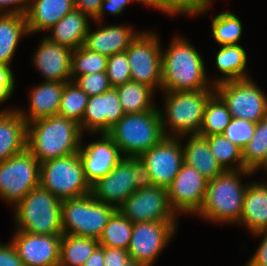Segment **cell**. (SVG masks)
I'll use <instances>...</instances> for the list:
<instances>
[{"mask_svg":"<svg viewBox=\"0 0 267 266\" xmlns=\"http://www.w3.org/2000/svg\"><path fill=\"white\" fill-rule=\"evenodd\" d=\"M202 57L189 40L174 36L169 47L162 49L161 91L214 89Z\"/></svg>","mask_w":267,"mask_h":266,"instance_id":"1","label":"cell"},{"mask_svg":"<svg viewBox=\"0 0 267 266\" xmlns=\"http://www.w3.org/2000/svg\"><path fill=\"white\" fill-rule=\"evenodd\" d=\"M83 137L77 122L58 115L27 123V149L40 163L78 153Z\"/></svg>","mask_w":267,"mask_h":266,"instance_id":"2","label":"cell"},{"mask_svg":"<svg viewBox=\"0 0 267 266\" xmlns=\"http://www.w3.org/2000/svg\"><path fill=\"white\" fill-rule=\"evenodd\" d=\"M252 174L255 173L247 169L225 170L208 180L204 202L196 215L211 223L238 224L248 186L241 178Z\"/></svg>","mask_w":267,"mask_h":266,"instance_id":"3","label":"cell"},{"mask_svg":"<svg viewBox=\"0 0 267 266\" xmlns=\"http://www.w3.org/2000/svg\"><path fill=\"white\" fill-rule=\"evenodd\" d=\"M165 94L164 110L160 108L162 129L167 137L199 134L204 109L214 89L196 91H168Z\"/></svg>","mask_w":267,"mask_h":266,"instance_id":"4","label":"cell"},{"mask_svg":"<svg viewBox=\"0 0 267 266\" xmlns=\"http://www.w3.org/2000/svg\"><path fill=\"white\" fill-rule=\"evenodd\" d=\"M15 228L40 235H63L61 200L41 187L33 188L13 208Z\"/></svg>","mask_w":267,"mask_h":266,"instance_id":"5","label":"cell"},{"mask_svg":"<svg viewBox=\"0 0 267 266\" xmlns=\"http://www.w3.org/2000/svg\"><path fill=\"white\" fill-rule=\"evenodd\" d=\"M159 108L124 114L107 132L124 157L140 156L166 137Z\"/></svg>","mask_w":267,"mask_h":266,"instance_id":"6","label":"cell"},{"mask_svg":"<svg viewBox=\"0 0 267 266\" xmlns=\"http://www.w3.org/2000/svg\"><path fill=\"white\" fill-rule=\"evenodd\" d=\"M116 211L117 208L97 201L91 194L61 200L63 234L98 240Z\"/></svg>","mask_w":267,"mask_h":266,"instance_id":"7","label":"cell"},{"mask_svg":"<svg viewBox=\"0 0 267 266\" xmlns=\"http://www.w3.org/2000/svg\"><path fill=\"white\" fill-rule=\"evenodd\" d=\"M39 185L60 200L91 193L78 153L40 163Z\"/></svg>","mask_w":267,"mask_h":266,"instance_id":"8","label":"cell"},{"mask_svg":"<svg viewBox=\"0 0 267 266\" xmlns=\"http://www.w3.org/2000/svg\"><path fill=\"white\" fill-rule=\"evenodd\" d=\"M158 36L152 30L140 31L125 50L131 80L147 85L155 92L161 91L162 85V47Z\"/></svg>","mask_w":267,"mask_h":266,"instance_id":"9","label":"cell"},{"mask_svg":"<svg viewBox=\"0 0 267 266\" xmlns=\"http://www.w3.org/2000/svg\"><path fill=\"white\" fill-rule=\"evenodd\" d=\"M40 162L26 149L0 163V198L13 207L39 186Z\"/></svg>","mask_w":267,"mask_h":266,"instance_id":"10","label":"cell"},{"mask_svg":"<svg viewBox=\"0 0 267 266\" xmlns=\"http://www.w3.org/2000/svg\"><path fill=\"white\" fill-rule=\"evenodd\" d=\"M214 90L233 118L257 123L267 115V95L251 77L222 82Z\"/></svg>","mask_w":267,"mask_h":266,"instance_id":"11","label":"cell"},{"mask_svg":"<svg viewBox=\"0 0 267 266\" xmlns=\"http://www.w3.org/2000/svg\"><path fill=\"white\" fill-rule=\"evenodd\" d=\"M117 210L133 224L142 222H178L172 209L168 189L153 185L136 190Z\"/></svg>","mask_w":267,"mask_h":266,"instance_id":"12","label":"cell"},{"mask_svg":"<svg viewBox=\"0 0 267 266\" xmlns=\"http://www.w3.org/2000/svg\"><path fill=\"white\" fill-rule=\"evenodd\" d=\"M178 222H142L133 225L129 258L142 266H153L176 234Z\"/></svg>","mask_w":267,"mask_h":266,"instance_id":"13","label":"cell"},{"mask_svg":"<svg viewBox=\"0 0 267 266\" xmlns=\"http://www.w3.org/2000/svg\"><path fill=\"white\" fill-rule=\"evenodd\" d=\"M139 157L146 164L153 184L168 188L184 162L181 138L166 136Z\"/></svg>","mask_w":267,"mask_h":266,"instance_id":"14","label":"cell"},{"mask_svg":"<svg viewBox=\"0 0 267 266\" xmlns=\"http://www.w3.org/2000/svg\"><path fill=\"white\" fill-rule=\"evenodd\" d=\"M208 179L183 162L172 184L167 188L169 201L177 215L197 214L204 202Z\"/></svg>","mask_w":267,"mask_h":266,"instance_id":"15","label":"cell"},{"mask_svg":"<svg viewBox=\"0 0 267 266\" xmlns=\"http://www.w3.org/2000/svg\"><path fill=\"white\" fill-rule=\"evenodd\" d=\"M97 135L100 137L94 142L84 145L82 140L78 152L85 179L90 186L106 176L124 158L118 146L107 133Z\"/></svg>","mask_w":267,"mask_h":266,"instance_id":"16","label":"cell"},{"mask_svg":"<svg viewBox=\"0 0 267 266\" xmlns=\"http://www.w3.org/2000/svg\"><path fill=\"white\" fill-rule=\"evenodd\" d=\"M24 266H58L62 235H40L15 229L11 237Z\"/></svg>","mask_w":267,"mask_h":266,"instance_id":"17","label":"cell"},{"mask_svg":"<svg viewBox=\"0 0 267 266\" xmlns=\"http://www.w3.org/2000/svg\"><path fill=\"white\" fill-rule=\"evenodd\" d=\"M134 157H124L106 176L91 185V195L101 203L118 208L136 191Z\"/></svg>","mask_w":267,"mask_h":266,"instance_id":"18","label":"cell"},{"mask_svg":"<svg viewBox=\"0 0 267 266\" xmlns=\"http://www.w3.org/2000/svg\"><path fill=\"white\" fill-rule=\"evenodd\" d=\"M116 88L89 96L82 118V133H107L124 115Z\"/></svg>","mask_w":267,"mask_h":266,"instance_id":"19","label":"cell"},{"mask_svg":"<svg viewBox=\"0 0 267 266\" xmlns=\"http://www.w3.org/2000/svg\"><path fill=\"white\" fill-rule=\"evenodd\" d=\"M72 52V49L44 36L32 56V62L44 81L70 82Z\"/></svg>","mask_w":267,"mask_h":266,"instance_id":"20","label":"cell"},{"mask_svg":"<svg viewBox=\"0 0 267 266\" xmlns=\"http://www.w3.org/2000/svg\"><path fill=\"white\" fill-rule=\"evenodd\" d=\"M94 23L101 26L95 31L89 27L84 46L107 57L125 51L140 33L127 24L103 26L101 22Z\"/></svg>","mask_w":267,"mask_h":266,"instance_id":"21","label":"cell"},{"mask_svg":"<svg viewBox=\"0 0 267 266\" xmlns=\"http://www.w3.org/2000/svg\"><path fill=\"white\" fill-rule=\"evenodd\" d=\"M67 82L43 81L31 88L29 109L18 108L26 123L58 114L64 85ZM23 109V110H22Z\"/></svg>","mask_w":267,"mask_h":266,"instance_id":"22","label":"cell"},{"mask_svg":"<svg viewBox=\"0 0 267 266\" xmlns=\"http://www.w3.org/2000/svg\"><path fill=\"white\" fill-rule=\"evenodd\" d=\"M26 149V121L15 107L0 110V163Z\"/></svg>","mask_w":267,"mask_h":266,"instance_id":"23","label":"cell"},{"mask_svg":"<svg viewBox=\"0 0 267 266\" xmlns=\"http://www.w3.org/2000/svg\"><path fill=\"white\" fill-rule=\"evenodd\" d=\"M75 9L73 0H30L25 14L29 35L47 31Z\"/></svg>","mask_w":267,"mask_h":266,"instance_id":"24","label":"cell"},{"mask_svg":"<svg viewBox=\"0 0 267 266\" xmlns=\"http://www.w3.org/2000/svg\"><path fill=\"white\" fill-rule=\"evenodd\" d=\"M238 225L252 234L267 230V190L261 182H248Z\"/></svg>","mask_w":267,"mask_h":266,"instance_id":"25","label":"cell"},{"mask_svg":"<svg viewBox=\"0 0 267 266\" xmlns=\"http://www.w3.org/2000/svg\"><path fill=\"white\" fill-rule=\"evenodd\" d=\"M89 19V20H88ZM91 18L79 10L74 9L61 18L45 37L61 46H66L72 50L84 45L88 33Z\"/></svg>","mask_w":267,"mask_h":266,"instance_id":"26","label":"cell"},{"mask_svg":"<svg viewBox=\"0 0 267 266\" xmlns=\"http://www.w3.org/2000/svg\"><path fill=\"white\" fill-rule=\"evenodd\" d=\"M184 137L187 138V141L185 140V144H182ZM180 138L184 163L193 166L208 180L225 171L211 152L206 137L194 134L181 136Z\"/></svg>","mask_w":267,"mask_h":266,"instance_id":"27","label":"cell"},{"mask_svg":"<svg viewBox=\"0 0 267 266\" xmlns=\"http://www.w3.org/2000/svg\"><path fill=\"white\" fill-rule=\"evenodd\" d=\"M215 56L217 70L222 77L213 80L214 86L232 80L250 78L247 70L248 56L246 50L240 44L219 46Z\"/></svg>","mask_w":267,"mask_h":266,"instance_id":"28","label":"cell"},{"mask_svg":"<svg viewBox=\"0 0 267 266\" xmlns=\"http://www.w3.org/2000/svg\"><path fill=\"white\" fill-rule=\"evenodd\" d=\"M28 35L25 15L0 14V64L11 66L20 40Z\"/></svg>","mask_w":267,"mask_h":266,"instance_id":"29","label":"cell"},{"mask_svg":"<svg viewBox=\"0 0 267 266\" xmlns=\"http://www.w3.org/2000/svg\"><path fill=\"white\" fill-rule=\"evenodd\" d=\"M115 88L125 114L143 113L159 107L153 99L155 91L147 85L131 80Z\"/></svg>","mask_w":267,"mask_h":266,"instance_id":"30","label":"cell"},{"mask_svg":"<svg viewBox=\"0 0 267 266\" xmlns=\"http://www.w3.org/2000/svg\"><path fill=\"white\" fill-rule=\"evenodd\" d=\"M99 245L94 238L63 234L58 266H83Z\"/></svg>","mask_w":267,"mask_h":266,"instance_id":"31","label":"cell"},{"mask_svg":"<svg viewBox=\"0 0 267 266\" xmlns=\"http://www.w3.org/2000/svg\"><path fill=\"white\" fill-rule=\"evenodd\" d=\"M231 119L232 116L228 111L227 105L214 93L206 103L199 135L208 137L222 134Z\"/></svg>","mask_w":267,"mask_h":266,"instance_id":"32","label":"cell"},{"mask_svg":"<svg viewBox=\"0 0 267 266\" xmlns=\"http://www.w3.org/2000/svg\"><path fill=\"white\" fill-rule=\"evenodd\" d=\"M133 223L118 210L111 216L98 239L100 246L128 250Z\"/></svg>","mask_w":267,"mask_h":266,"instance_id":"33","label":"cell"},{"mask_svg":"<svg viewBox=\"0 0 267 266\" xmlns=\"http://www.w3.org/2000/svg\"><path fill=\"white\" fill-rule=\"evenodd\" d=\"M211 30L218 46L234 45L240 44L243 26L240 18L228 10L212 18Z\"/></svg>","mask_w":267,"mask_h":266,"instance_id":"34","label":"cell"},{"mask_svg":"<svg viewBox=\"0 0 267 266\" xmlns=\"http://www.w3.org/2000/svg\"><path fill=\"white\" fill-rule=\"evenodd\" d=\"M208 145L217 162L224 170L246 169L242 160V149L231 143L222 134H215L206 137Z\"/></svg>","mask_w":267,"mask_h":266,"instance_id":"35","label":"cell"},{"mask_svg":"<svg viewBox=\"0 0 267 266\" xmlns=\"http://www.w3.org/2000/svg\"><path fill=\"white\" fill-rule=\"evenodd\" d=\"M89 96L73 81L64 85L58 116L77 122L82 131V118L88 103Z\"/></svg>","mask_w":267,"mask_h":266,"instance_id":"36","label":"cell"},{"mask_svg":"<svg viewBox=\"0 0 267 266\" xmlns=\"http://www.w3.org/2000/svg\"><path fill=\"white\" fill-rule=\"evenodd\" d=\"M213 0H147L143 5L155 8L169 16H197L206 14Z\"/></svg>","mask_w":267,"mask_h":266,"instance_id":"37","label":"cell"},{"mask_svg":"<svg viewBox=\"0 0 267 266\" xmlns=\"http://www.w3.org/2000/svg\"><path fill=\"white\" fill-rule=\"evenodd\" d=\"M267 153V115L256 123L254 135L242 149L243 165L254 171L264 160Z\"/></svg>","mask_w":267,"mask_h":266,"instance_id":"38","label":"cell"},{"mask_svg":"<svg viewBox=\"0 0 267 266\" xmlns=\"http://www.w3.org/2000/svg\"><path fill=\"white\" fill-rule=\"evenodd\" d=\"M107 62V56L91 51L82 45L72 52L71 76L105 72Z\"/></svg>","mask_w":267,"mask_h":266,"instance_id":"39","label":"cell"},{"mask_svg":"<svg viewBox=\"0 0 267 266\" xmlns=\"http://www.w3.org/2000/svg\"><path fill=\"white\" fill-rule=\"evenodd\" d=\"M106 73L111 87L131 81L130 65L125 51L108 56Z\"/></svg>","mask_w":267,"mask_h":266,"instance_id":"40","label":"cell"},{"mask_svg":"<svg viewBox=\"0 0 267 266\" xmlns=\"http://www.w3.org/2000/svg\"><path fill=\"white\" fill-rule=\"evenodd\" d=\"M256 123L241 118H233L223 131L222 135L231 143L243 149L254 135Z\"/></svg>","mask_w":267,"mask_h":266,"instance_id":"41","label":"cell"},{"mask_svg":"<svg viewBox=\"0 0 267 266\" xmlns=\"http://www.w3.org/2000/svg\"><path fill=\"white\" fill-rule=\"evenodd\" d=\"M71 81L88 96L102 94L111 88L106 71L81 76H71Z\"/></svg>","mask_w":267,"mask_h":266,"instance_id":"42","label":"cell"},{"mask_svg":"<svg viewBox=\"0 0 267 266\" xmlns=\"http://www.w3.org/2000/svg\"><path fill=\"white\" fill-rule=\"evenodd\" d=\"M15 78L11 67L0 64V105L13 95L15 92Z\"/></svg>","mask_w":267,"mask_h":266,"instance_id":"43","label":"cell"},{"mask_svg":"<svg viewBox=\"0 0 267 266\" xmlns=\"http://www.w3.org/2000/svg\"><path fill=\"white\" fill-rule=\"evenodd\" d=\"M137 3V0H104L101 4L100 11L98 15L93 19V22H101L104 23L105 20V10H107L113 16H119L125 10V6L129 3Z\"/></svg>","mask_w":267,"mask_h":266,"instance_id":"44","label":"cell"},{"mask_svg":"<svg viewBox=\"0 0 267 266\" xmlns=\"http://www.w3.org/2000/svg\"><path fill=\"white\" fill-rule=\"evenodd\" d=\"M134 185L136 190L153 186V182L146 164L137 156L134 157Z\"/></svg>","mask_w":267,"mask_h":266,"instance_id":"45","label":"cell"},{"mask_svg":"<svg viewBox=\"0 0 267 266\" xmlns=\"http://www.w3.org/2000/svg\"><path fill=\"white\" fill-rule=\"evenodd\" d=\"M253 236H260L262 239L256 252L246 261V266H267V230L256 232Z\"/></svg>","mask_w":267,"mask_h":266,"instance_id":"46","label":"cell"},{"mask_svg":"<svg viewBox=\"0 0 267 266\" xmlns=\"http://www.w3.org/2000/svg\"><path fill=\"white\" fill-rule=\"evenodd\" d=\"M0 266H24L10 241L0 243Z\"/></svg>","mask_w":267,"mask_h":266,"instance_id":"47","label":"cell"},{"mask_svg":"<svg viewBox=\"0 0 267 266\" xmlns=\"http://www.w3.org/2000/svg\"><path fill=\"white\" fill-rule=\"evenodd\" d=\"M129 259V253L122 248L104 247V266H121Z\"/></svg>","mask_w":267,"mask_h":266,"instance_id":"48","label":"cell"},{"mask_svg":"<svg viewBox=\"0 0 267 266\" xmlns=\"http://www.w3.org/2000/svg\"><path fill=\"white\" fill-rule=\"evenodd\" d=\"M30 0H0V14H23L28 11Z\"/></svg>","mask_w":267,"mask_h":266,"instance_id":"49","label":"cell"},{"mask_svg":"<svg viewBox=\"0 0 267 266\" xmlns=\"http://www.w3.org/2000/svg\"><path fill=\"white\" fill-rule=\"evenodd\" d=\"M104 0H73L76 10L88 15L92 20L98 15Z\"/></svg>","mask_w":267,"mask_h":266,"instance_id":"50","label":"cell"},{"mask_svg":"<svg viewBox=\"0 0 267 266\" xmlns=\"http://www.w3.org/2000/svg\"><path fill=\"white\" fill-rule=\"evenodd\" d=\"M83 266H104V247L99 245Z\"/></svg>","mask_w":267,"mask_h":266,"instance_id":"51","label":"cell"},{"mask_svg":"<svg viewBox=\"0 0 267 266\" xmlns=\"http://www.w3.org/2000/svg\"><path fill=\"white\" fill-rule=\"evenodd\" d=\"M259 169L260 170L264 169L265 172L267 171V153L263 162L253 172L256 173L257 171H259Z\"/></svg>","mask_w":267,"mask_h":266,"instance_id":"52","label":"cell"},{"mask_svg":"<svg viewBox=\"0 0 267 266\" xmlns=\"http://www.w3.org/2000/svg\"><path fill=\"white\" fill-rule=\"evenodd\" d=\"M121 266H142L140 263L136 262L134 259H128L124 264Z\"/></svg>","mask_w":267,"mask_h":266,"instance_id":"53","label":"cell"},{"mask_svg":"<svg viewBox=\"0 0 267 266\" xmlns=\"http://www.w3.org/2000/svg\"><path fill=\"white\" fill-rule=\"evenodd\" d=\"M260 182L265 186V188L267 190V182H265L264 180L263 181H260Z\"/></svg>","mask_w":267,"mask_h":266,"instance_id":"54","label":"cell"},{"mask_svg":"<svg viewBox=\"0 0 267 266\" xmlns=\"http://www.w3.org/2000/svg\"><path fill=\"white\" fill-rule=\"evenodd\" d=\"M138 3L144 4L147 0H137Z\"/></svg>","mask_w":267,"mask_h":266,"instance_id":"55","label":"cell"}]
</instances>
